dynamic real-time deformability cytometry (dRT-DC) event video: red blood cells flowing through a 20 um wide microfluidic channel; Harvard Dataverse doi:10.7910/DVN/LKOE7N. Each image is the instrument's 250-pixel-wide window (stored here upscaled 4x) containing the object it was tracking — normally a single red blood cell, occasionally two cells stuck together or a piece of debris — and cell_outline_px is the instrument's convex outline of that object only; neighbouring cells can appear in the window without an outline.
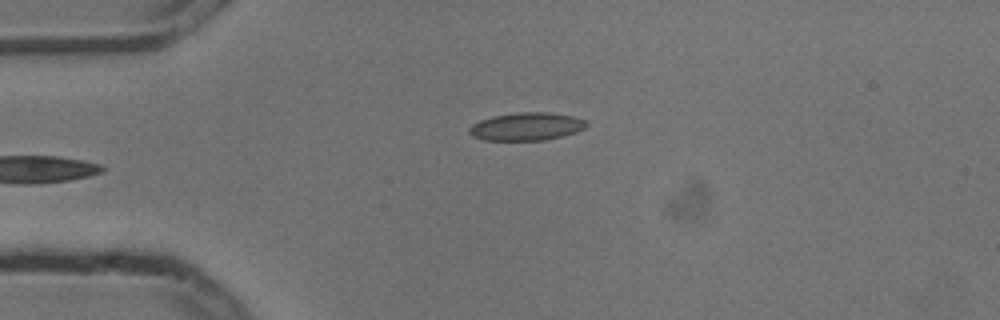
{"species": "common noctule bat (a hibernating species)", "species_latin": "Nyctalus noctula", "temperature_condition": "cold", "stored_images_in_passage": 4, "camera_frame_rate_fps": 3000, "um_per_image_px": 0.085, "animal": {"sex": "male", "body_mass_g": 13.3}, "frame": {"image": 1, "passage_image": 4, "time_ms": 1.0, "image_size_px": [1000, 320], "cell_outline_px": [[588, 124], [584, 128], [576, 132], [544, 140], [484, 140], [472, 136], [468, 132], [468, 128], [472, 124], [480, 120], [492, 116], [520, 112], [548, 112], [572, 116], [584, 120]], "centroid_in_image_um": [44.71, 10.75], "position_along_channel_um": 40.3, "area_um2": 18.96}}